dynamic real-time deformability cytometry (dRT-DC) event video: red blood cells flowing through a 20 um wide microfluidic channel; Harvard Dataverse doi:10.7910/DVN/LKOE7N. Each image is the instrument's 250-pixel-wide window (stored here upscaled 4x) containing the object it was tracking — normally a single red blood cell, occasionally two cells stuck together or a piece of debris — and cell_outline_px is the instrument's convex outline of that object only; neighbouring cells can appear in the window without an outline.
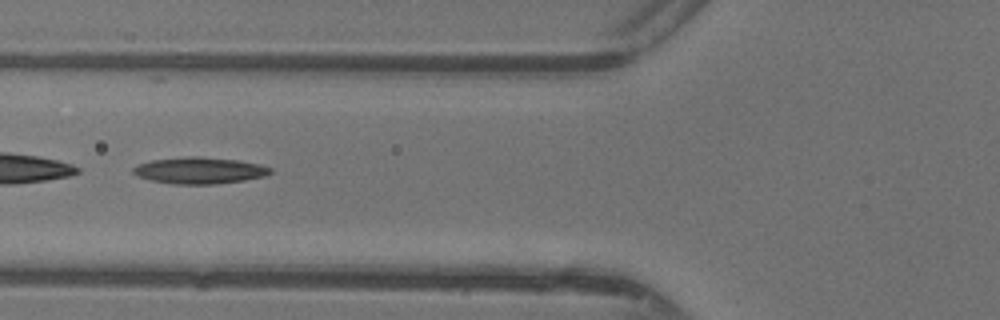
{"species": "common noctule bat (a hibernating species)", "species_latin": "Nyctalus noctula", "temperature_condition": "warm", "stored_images_in_passage": 29, "camera_frame_rate_fps": 3000, "um_per_image_px": 0.085, "animal": {"sex": "female"}, "frame": {"image": 1, "passage_image": 7, "time_ms": 2.0, "image_size_px": [1000, 320], "cell_outline_px": [[272, 172], [264, 176], [244, 180], [216, 184], [172, 184], [148, 180], [136, 176], [132, 172], [132, 168], [140, 164], [152, 160], [184, 156], [200, 156], [236, 160], [260, 164], [272, 168]], "centroid_in_image_um": [16.93, 14.49], "position_along_channel_um": 108.9, "area_um2": 21.33}}
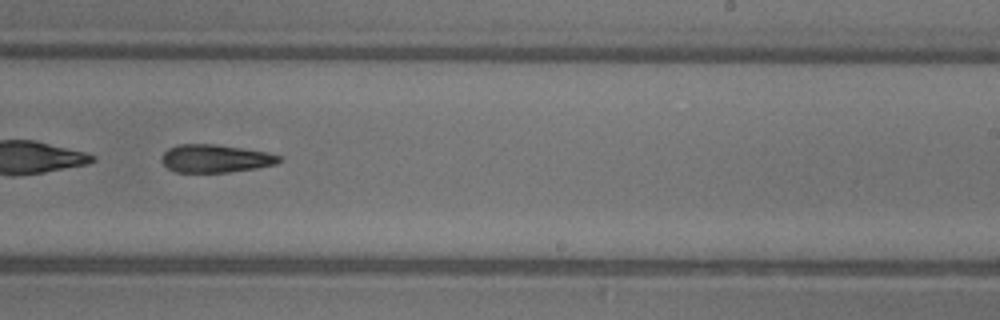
{"frame": {"image": 2, "passage_image": 18, "time_ms": 5.667, "image_size_px": [1000, 320], "cell_outline_px": [[284, 160], [276, 164], [256, 168], [228, 172], [176, 172], [168, 168], [160, 160], [160, 156], [168, 148], [180, 144], [216, 144], [268, 152], [284, 156]], "centroid_in_image_um": [18.34, 13.47], "position_along_channel_um": 270.7, "area_um2": 19.36}}
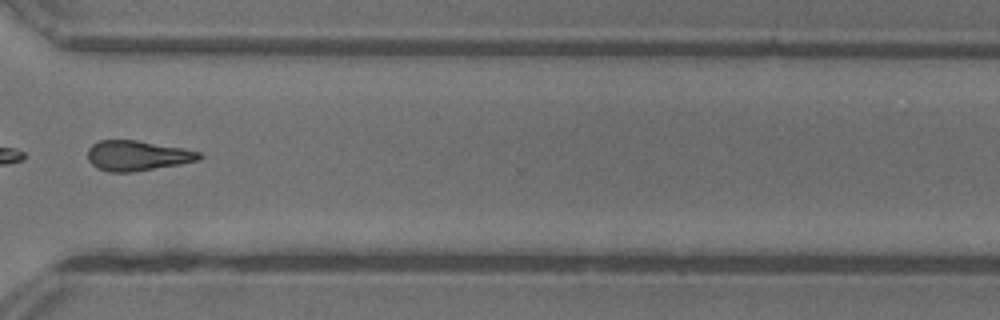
{"frame": {"image": 3, "passage_image": 24, "time_ms": 7.667, "image_size_px": [1000, 320], "cell_outline_px": [[204, 156], [200, 160], [180, 164], [132, 172], [108, 172], [96, 168], [88, 160], [88, 148], [92, 144], [100, 140], [136, 140], [184, 148], [200, 152]], "centroid_in_image_um": [11.68, 13.23], "position_along_channel_um": 358.9, "area_um2": 19.71}, "authors_computed_cell_mechanics": {"area_um2": 20.4612, "velocity_mm_per_s": 4.4068, "shape_relaxation_time_tau1_ms": 10.9384, "shape_relaxation_time_tau2_ms": null, "deformation_change_tau1": 0.2691, "deformation_change_tau2": null}}